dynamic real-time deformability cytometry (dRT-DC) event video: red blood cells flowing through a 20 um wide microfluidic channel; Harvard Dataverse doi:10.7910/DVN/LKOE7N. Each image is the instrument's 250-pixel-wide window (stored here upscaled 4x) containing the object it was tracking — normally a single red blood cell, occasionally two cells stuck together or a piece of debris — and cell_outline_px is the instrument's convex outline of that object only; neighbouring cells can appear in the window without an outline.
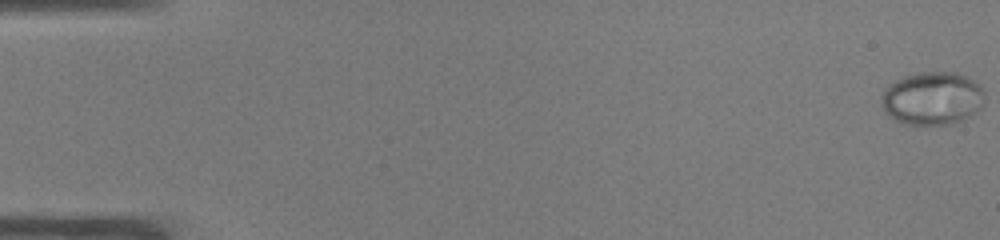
{"species": "common noctule bat (a hibernating species)", "species_latin": "Nyctalus noctula", "temperature_condition": "warm", "stored_images_in_passage": 14, "camera_frame_rate_fps": 3000, "um_per_image_px": 0.085, "animal": {"sex": "male", "body_mass_g": 19.0, "forearm_length_mm": 50.8}, "frame": {"image": 1, "passage_image": 1, "time_ms": 0.0, "image_size_px": [1000, 240], "cell_outline_px": [[984, 100], [980, 108], [968, 116], [952, 124], [908, 124], [896, 120], [888, 116], [884, 112], [884, 92], [896, 80], [904, 76], [924, 72], [956, 72], [972, 80], [984, 92]], "centroid_in_image_um": [79.27, 8.36], "position_along_channel_um": 5.7, "area_um2": 31.15}}